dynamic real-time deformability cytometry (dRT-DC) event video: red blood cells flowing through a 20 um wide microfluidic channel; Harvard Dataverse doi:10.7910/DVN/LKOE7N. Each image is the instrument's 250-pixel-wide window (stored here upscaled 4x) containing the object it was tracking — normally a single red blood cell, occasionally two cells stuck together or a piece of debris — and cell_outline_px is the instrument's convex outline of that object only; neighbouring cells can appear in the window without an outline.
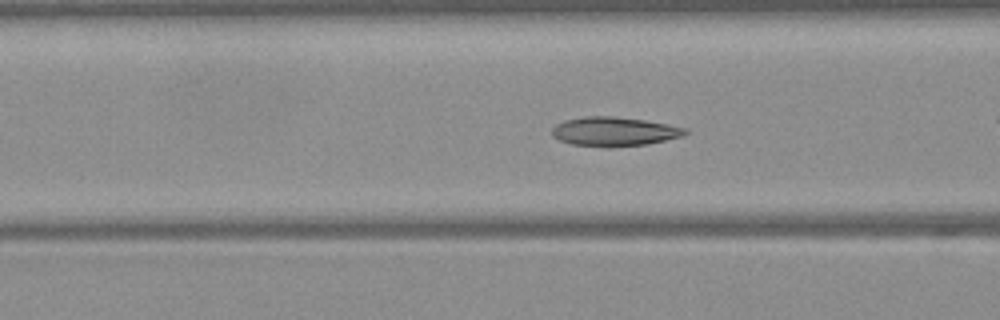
{"species": "Egyptian fruit bat (a non-hibernating species)", "species_latin": "Rousettus aegyptiacus", "temperature_condition": "warm", "stored_images_in_passage": 49, "camera_frame_rate_fps": 3000, "um_per_image_px": 0.085, "frame": {"image": 1, "passage_image": 20, "time_ms": 6.333, "image_size_px": [1000, 320], "cell_outline_px": [[688, 132], [684, 136], [648, 144], [608, 148], [572, 144], [560, 140], [552, 136], [552, 128], [556, 124], [564, 120], [584, 116], [612, 116], [644, 120], [668, 124], [688, 128]], "centroid_in_image_um": [52.22, 11.19], "position_along_channel_um": 114.4, "area_um2": 22.89}}
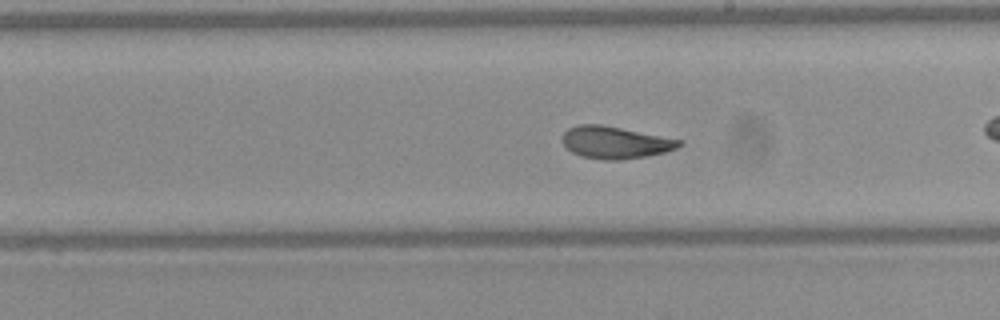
{"frame": {"image": 2, "passage_image": 29, "time_ms": 9.333, "image_size_px": [1000, 320], "cell_outline_px": [[684, 144], [676, 148], [664, 152], [648, 156], [620, 160], [604, 160], [580, 156], [572, 152], [564, 144], [560, 136], [568, 128], [580, 124], [600, 124], [684, 140]], "centroid_in_image_um": [52.3, 12.11], "position_along_channel_um": 236.7, "area_um2": 22.02}}
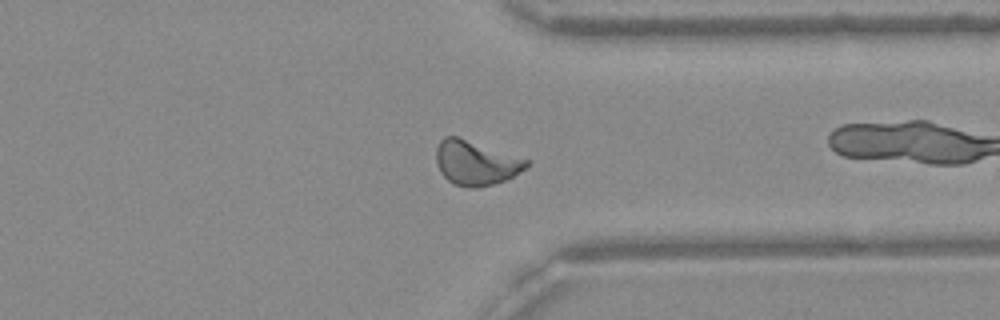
{"frame": {"image": 3, "passage_image": 39, "time_ms": 12.667, "image_size_px": [1000, 320], "cell_outline_px": [[532, 160], [524, 168], [508, 180], [476, 188], [468, 188], [456, 184], [448, 180], [440, 172], [436, 164], [436, 148], [440, 140], [444, 136], [456, 136]], "centroid_in_image_um": [40.44, 13.84], "position_along_channel_um": 371.0, "area_um2": 23.47}, "authors_computed_cell_mechanics": {"area_um2": 22.6576, "velocity_mm_per_s": 4.0737, "shape_relaxation_time_tau1_ms": null, "shape_relaxation_time_tau2_ms": 1.4677, "deformation_change_tau1": null, "deformation_change_tau2": 0.0602}}